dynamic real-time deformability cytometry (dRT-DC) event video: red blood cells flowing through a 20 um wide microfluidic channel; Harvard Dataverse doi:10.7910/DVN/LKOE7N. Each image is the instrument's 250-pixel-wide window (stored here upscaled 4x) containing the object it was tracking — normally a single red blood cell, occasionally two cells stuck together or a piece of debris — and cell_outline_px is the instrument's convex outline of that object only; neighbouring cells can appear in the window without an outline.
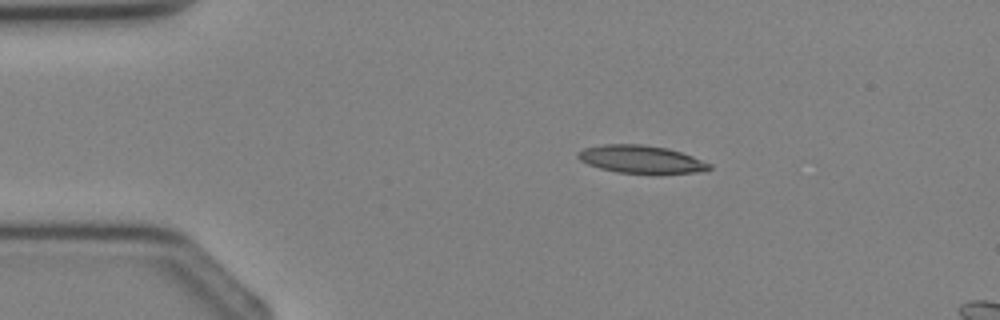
{"species": "Egyptian fruit bat (a non-hibernating species)", "species_latin": "Rousettus aegyptiacus", "temperature_condition": "cold", "stored_images_in_passage": 3, "segment_of_instrument_passage": [1, 2], "camera_frame_rate_fps": 3000, "um_per_image_px": 0.085, "animal": {"sex": "female"}, "frame": {"image": 1, "passage_image": 1, "time_ms": 0.0, "image_size_px": [1000, 320], "cell_outline_px": [[712, 168], [704, 172], [660, 176], [656, 176], [616, 172], [600, 168], [588, 164], [580, 160], [576, 156], [576, 152], [584, 148], [604, 144], [640, 144], [668, 148], [692, 156], [712, 164]], "centroid_in_image_um": [54.56, 13.59], "position_along_channel_um": 30.4, "area_um2": 22.25}}